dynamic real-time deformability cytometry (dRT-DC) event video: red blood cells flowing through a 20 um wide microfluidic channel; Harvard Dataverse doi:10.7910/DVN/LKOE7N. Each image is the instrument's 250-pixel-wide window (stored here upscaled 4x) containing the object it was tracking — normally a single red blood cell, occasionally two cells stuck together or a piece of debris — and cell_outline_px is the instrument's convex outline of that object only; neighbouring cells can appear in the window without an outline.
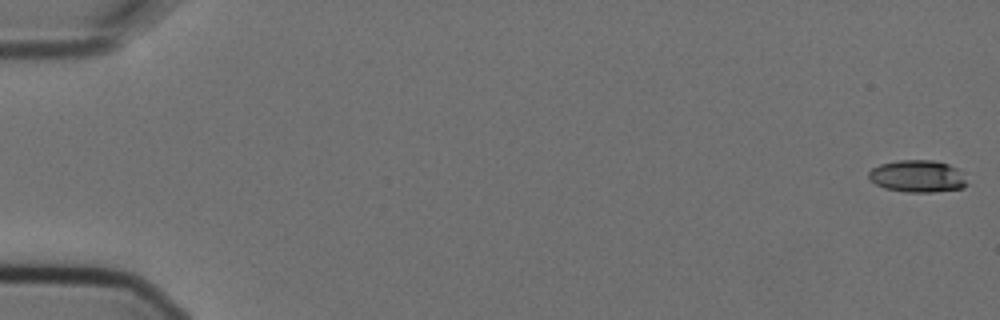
{"species": "Egyptian fruit bat (a non-hibernating species)", "species_latin": "Rousettus aegyptiacus", "temperature_condition": "cold", "stored_images_in_passage": 6, "camera_frame_rate_fps": 3000, "um_per_image_px": 0.085, "animal": {"sex": "female"}, "frame": {"image": 1, "passage_image": 1, "time_ms": 0.0, "image_size_px": [1000, 320], "cell_outline_px": [[968, 184], [964, 188], [932, 192], [908, 192], [884, 188], [876, 184], [868, 176], [868, 172], [872, 168], [880, 164], [896, 160], [932, 160], [948, 164], [964, 172]], "centroid_in_image_um": [78.02, 14.98], "position_along_channel_um": 7.0, "area_um2": 18.55}}
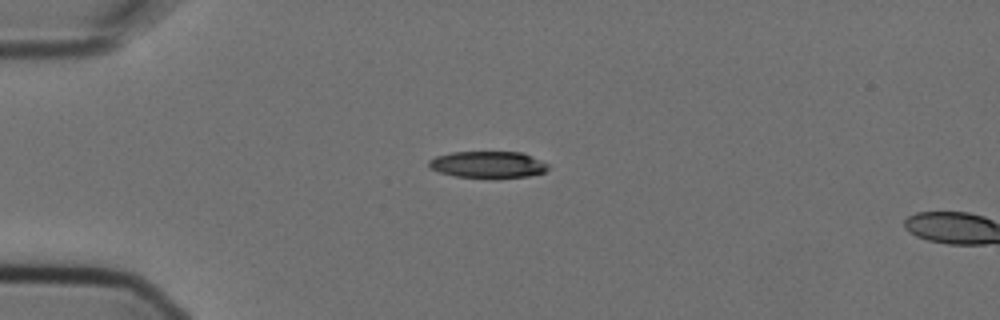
{"frame": {"image": 2, "passage_image": 5, "time_ms": 1.333, "image_size_px": [1000, 320], "cell_outline_px": [[548, 168], [544, 172], [528, 176], [492, 180], [456, 176], [440, 172], [428, 168], [428, 160], [436, 156], [452, 152], [520, 152], [532, 156], [548, 164]], "centroid_in_image_um": [41.46, 14.02], "position_along_channel_um": 43.5, "area_um2": 19.02}}